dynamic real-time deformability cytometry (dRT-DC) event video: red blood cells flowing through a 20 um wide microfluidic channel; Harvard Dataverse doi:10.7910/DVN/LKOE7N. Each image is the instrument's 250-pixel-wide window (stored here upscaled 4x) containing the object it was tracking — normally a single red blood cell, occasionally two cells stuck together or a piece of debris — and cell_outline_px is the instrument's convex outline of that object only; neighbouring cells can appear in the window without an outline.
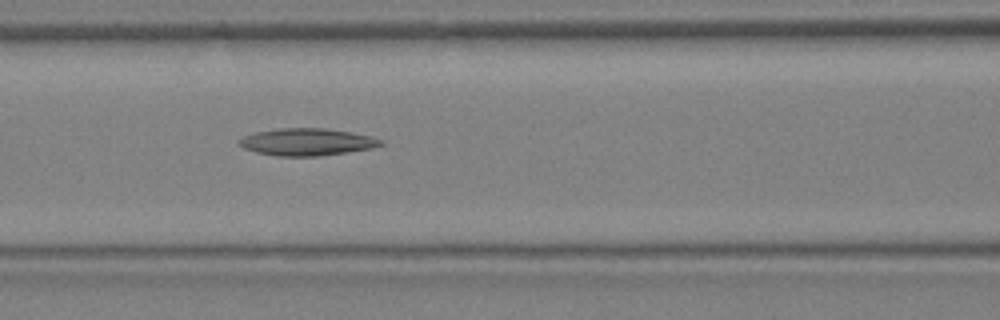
{"species": "Egyptian fruit bat (a non-hibernating species)", "species_latin": "Rousettus aegyptiacus", "temperature_condition": "warm", "stored_images_in_passage": 12, "camera_frame_rate_fps": 3000, "um_per_image_px": 0.085, "animal": {"sex": "female"}, "frame": {"image": 1, "passage_image": 12, "time_ms": 3.667, "image_size_px": [1000, 320], "cell_outline_px": [[384, 144], [372, 148], [320, 156], [276, 156], [256, 152], [244, 148], [236, 140], [244, 136], [256, 132], [280, 128], [324, 128], [352, 132], [372, 136], [384, 140]], "centroid_in_image_um": [26.11, 12.06], "position_along_channel_um": 140.5, "area_um2": 22.48}}